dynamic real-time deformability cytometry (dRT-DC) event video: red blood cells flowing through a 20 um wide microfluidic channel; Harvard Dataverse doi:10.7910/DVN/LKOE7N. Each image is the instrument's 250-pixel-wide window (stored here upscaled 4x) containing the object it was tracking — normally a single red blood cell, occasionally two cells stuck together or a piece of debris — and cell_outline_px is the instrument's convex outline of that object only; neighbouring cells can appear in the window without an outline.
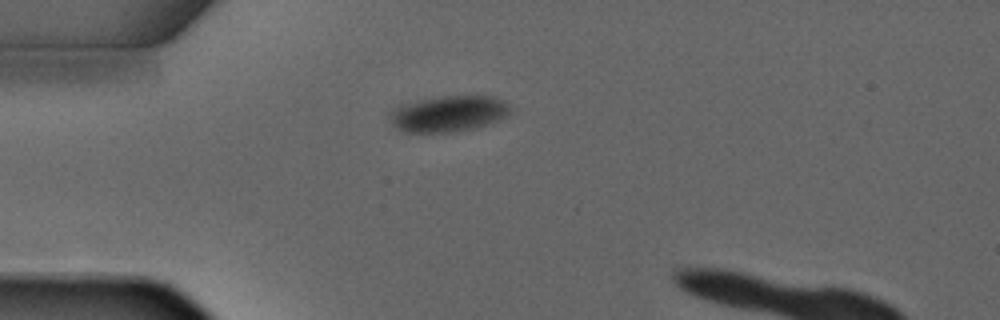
{"species": "common noctule bat (a hibernating species)", "species_latin": "Nyctalus noctula", "temperature_condition": "warm", "stored_images_in_passage": 3, "camera_frame_rate_fps": 3000, "um_per_image_px": 0.085, "animal": {"sex": "male", "forearm_length_mm": 52.5}, "frame": {"image": 1, "passage_image": 3, "time_ms": 3.0, "image_size_px": [1000, 320], "cell_outline_px": [[512, 108], [508, 116], [472, 128], [448, 132], [404, 132], [396, 128], [392, 124], [388, 116], [388, 112], [392, 108], [400, 104], [416, 100], [440, 96], [492, 96], [508, 104]], "centroid_in_image_um": [38.04, 9.65], "position_along_channel_um": 47.0, "area_um2": 25.32}}